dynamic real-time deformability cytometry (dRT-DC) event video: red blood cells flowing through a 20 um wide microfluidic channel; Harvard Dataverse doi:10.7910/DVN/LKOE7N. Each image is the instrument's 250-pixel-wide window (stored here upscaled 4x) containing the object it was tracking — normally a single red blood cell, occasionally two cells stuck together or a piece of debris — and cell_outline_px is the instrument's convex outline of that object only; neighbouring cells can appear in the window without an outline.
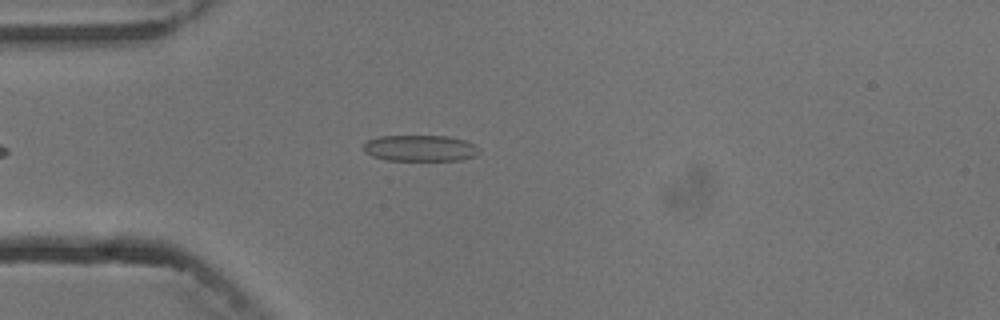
{"species": "common noctule bat (a hibernating species)", "species_latin": "Nyctalus noctula", "temperature_condition": "cold", "stored_images_in_passage": 2, "camera_frame_rate_fps": 3000, "um_per_image_px": 0.085, "animal": {"sex": "male", "body_mass_g": 13.3}, "frame": {"image": 1, "passage_image": 2, "time_ms": 1.333, "image_size_px": [1000, 320], "cell_outline_px": [[480, 152], [476, 156], [460, 160], [388, 160], [372, 156], [364, 152], [360, 148], [368, 140], [380, 136], [444, 136], [464, 140], [480, 148]], "centroid_in_image_um": [35.69, 12.6], "position_along_channel_um": 49.3, "area_um2": 17.69}}